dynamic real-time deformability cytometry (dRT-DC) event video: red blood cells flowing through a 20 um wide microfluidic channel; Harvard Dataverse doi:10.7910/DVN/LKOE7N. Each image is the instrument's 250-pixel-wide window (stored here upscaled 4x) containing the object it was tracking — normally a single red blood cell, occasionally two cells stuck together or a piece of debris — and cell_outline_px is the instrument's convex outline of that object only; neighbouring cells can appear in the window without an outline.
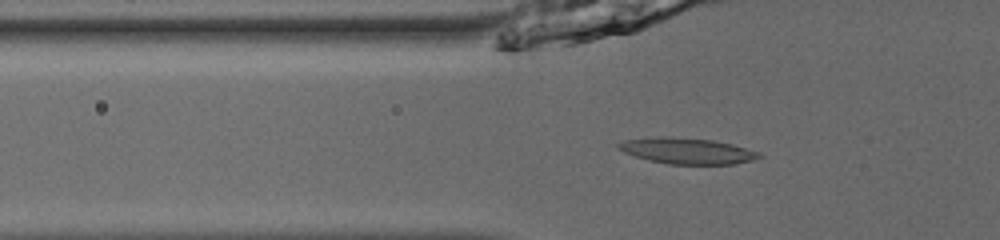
{"species": "common noctule bat (a hibernating species)", "species_latin": "Nyctalus noctula", "temperature_condition": "room temperature", "stored_images_in_passage": 53, "camera_frame_rate_fps": 3000, "um_per_image_px": 0.085, "animal": {"sex": "male", "body_mass_g": 13.0, "forearm_length_mm": 53.1}, "frame": {"image": 1, "passage_image": 20, "time_ms": 6.333, "image_size_px": [1000, 240], "cell_outline_px": [[764, 156], [752, 160], [736, 164], [668, 164], [648, 160], [624, 152], [616, 148], [616, 144], [624, 140], [656, 136], [668, 136], [712, 140], [732, 144], [760, 152]], "centroid_in_image_um": [58.39, 12.82], "position_along_channel_um": 67.4, "area_um2": 21.44}}
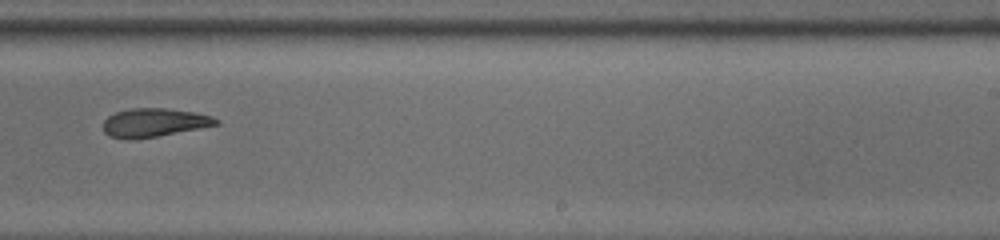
{"frame": {"image": 2, "passage_image": 36, "time_ms": 11.667, "image_size_px": [1000, 240], "cell_outline_px": [[220, 124], [200, 128], [156, 136], [108, 136], [104, 132], [104, 120], [108, 116], [116, 112], [132, 108], [164, 108], [196, 112], [212, 116], [220, 120]], "centroid_in_image_um": [13.18, 10.37], "position_along_channel_um": 275.8, "area_um2": 18.09}}
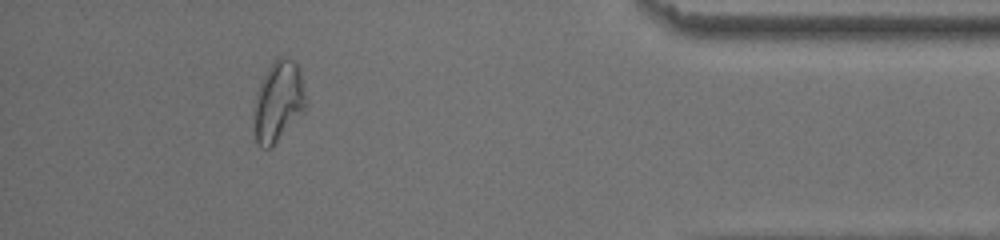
{"frame": {"image": 3, "passage_image": 49, "time_ms": 16.0, "image_size_px": [1000, 240], "cell_outline_px": [[304, 108], [272, 148], [260, 148], [256, 144], [252, 112], [252, 108], [256, 92], [268, 68], [276, 56], [288, 56], [296, 60], [300, 68], [304, 92]], "centroid_in_image_um": [23.59, 8.59], "position_along_channel_um": 411.6, "area_um2": 24.57}, "authors_computed_cell_mechanics": {"area_um2": 20.4034, "velocity_mm_per_s": 3.9463, "shape_relaxation_time_tau1_ms": 7.0463, "shape_relaxation_time_tau2_ms": null, "deformation_change_tau1": 0.198, "deformation_change_tau2": null}}